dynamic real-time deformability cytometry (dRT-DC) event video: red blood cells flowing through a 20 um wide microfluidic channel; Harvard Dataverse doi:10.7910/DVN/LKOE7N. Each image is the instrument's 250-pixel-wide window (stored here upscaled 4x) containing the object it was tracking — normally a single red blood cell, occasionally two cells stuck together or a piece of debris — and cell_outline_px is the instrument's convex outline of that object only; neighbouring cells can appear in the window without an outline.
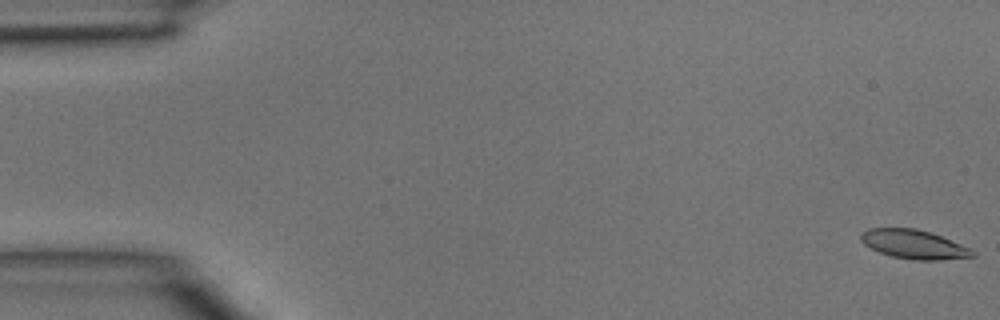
{"species": "common noctule bat (a hibernating species)", "species_latin": "Nyctalus noctula", "temperature_condition": "room temperature", "stored_images_in_passage": 46, "camera_frame_rate_fps": 3000, "um_per_image_px": 0.085, "animal": {"sex": "male", "body_mass_g": 15.6}, "frame": {"image": 1, "passage_image": 1, "time_ms": 0.0, "image_size_px": [1000, 320], "cell_outline_px": [[976, 256], [940, 260], [916, 260], [892, 256], [880, 252], [864, 244], [860, 240], [860, 232], [868, 228], [916, 228], [940, 236], [960, 244], [976, 252]], "centroid_in_image_um": [77.65, 20.76], "position_along_channel_um": 7.4, "area_um2": 18.67}}
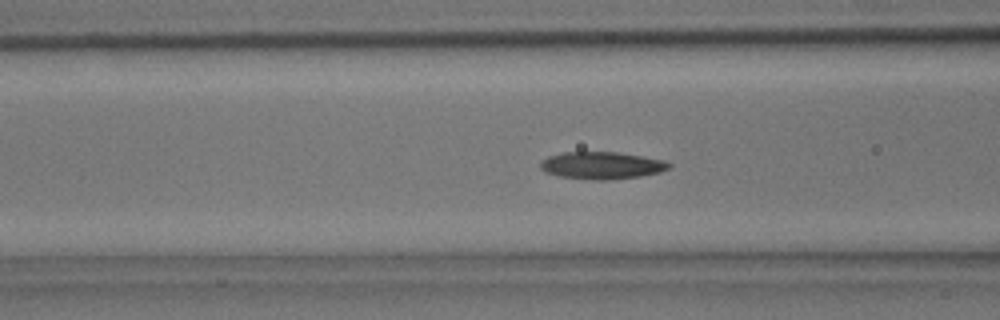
{"frame": {"image": 2, "passage_image": 18, "time_ms": 5.667, "image_size_px": [1000, 320], "cell_outline_px": [[672, 164], [668, 168], [660, 172], [640, 176], [608, 180], [592, 180], [560, 176], [544, 172], [540, 168], [540, 164], [548, 156], [564, 152], [616, 152], [664, 160]], "centroid_in_image_um": [51.13, 14.06], "position_along_channel_um": 115.5, "area_um2": 20.29}}
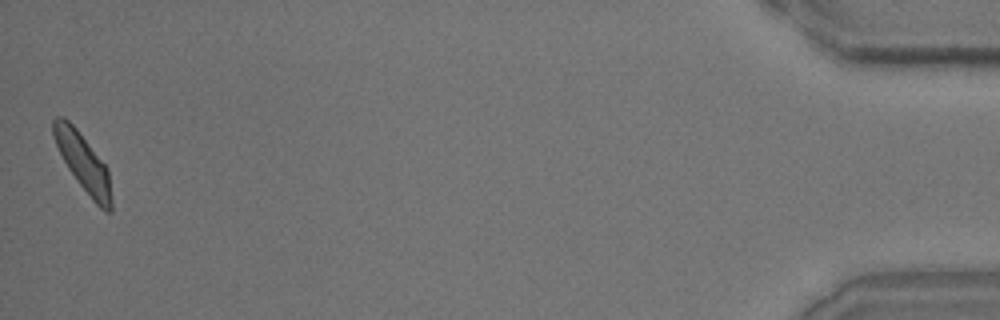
{"frame": {"image": 3, "passage_image": 46, "time_ms": 15.0, "image_size_px": [1000, 320], "cell_outline_px": [[112, 212], [104, 212], [92, 200], [76, 180], [68, 168], [56, 144], [52, 132], [52, 120], [56, 116], [64, 116], [76, 128], [108, 168], [112, 200]], "centroid_in_image_um": [7.08, 13.84], "position_along_channel_um": 428.1, "area_um2": 19.42}}